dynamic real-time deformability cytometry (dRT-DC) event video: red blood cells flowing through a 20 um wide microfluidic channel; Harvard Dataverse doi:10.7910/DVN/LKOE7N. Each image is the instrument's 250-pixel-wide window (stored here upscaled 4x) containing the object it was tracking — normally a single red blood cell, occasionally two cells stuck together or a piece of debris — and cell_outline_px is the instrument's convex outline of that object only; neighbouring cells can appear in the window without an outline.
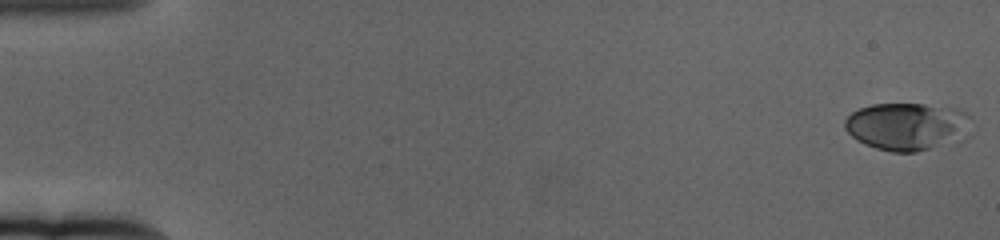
{"species": "human", "species_latin": "Homo sapiens", "temperature_condition": "cold", "stored_images_in_passage": 61, "camera_frame_rate_fps": 3000, "um_per_image_px": 0.085, "donor": {"sex": "female"}, "frame": {"image": 1, "passage_image": 1, "time_ms": 0.0, "image_size_px": [1000, 240], "cell_outline_px": [[972, 136], [964, 140], [916, 152], [892, 152], [876, 148], [864, 144], [856, 140], [844, 128], [844, 120], [852, 112], [860, 108], [872, 104], [924, 104], [956, 108], [964, 112], [968, 116], [972, 132]], "centroid_in_image_um": [77.16, 10.76], "position_along_channel_um": 7.8, "area_um2": 35.72}}
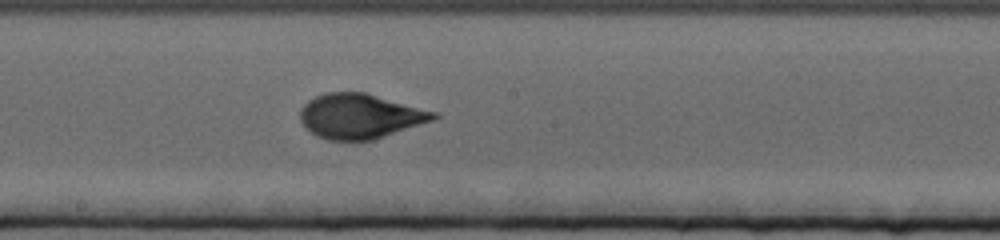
{"frame": {"image": 2, "passage_image": 34, "time_ms": 11.0, "image_size_px": [1000, 240], "cell_outline_px": [[440, 116], [432, 120], [372, 140], [328, 140], [316, 136], [300, 120], [300, 108], [308, 100], [324, 92], [364, 92], [440, 112]], "centroid_in_image_um": [30.61, 9.86], "position_along_channel_um": 217.6, "area_um2": 34.74}}
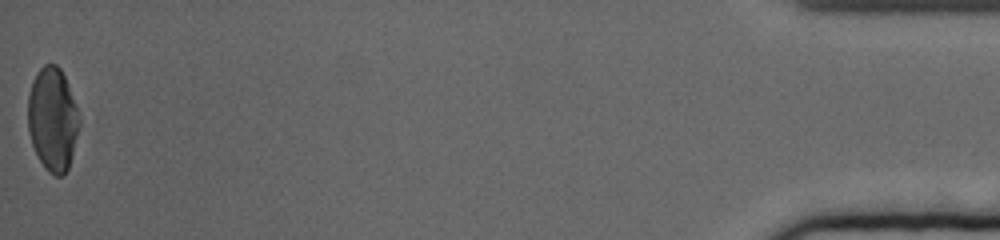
{"frame": {"image": 3, "passage_image": 61, "time_ms": 20.0, "image_size_px": [1000, 240], "cell_outline_px": [[80, 124], [68, 168], [60, 176], [56, 176], [48, 172], [44, 168], [32, 144], [28, 132], [28, 96], [32, 80], [40, 68], [44, 64], [56, 64], [60, 68], [64, 76], [76, 108], [80, 120]], "centroid_in_image_um": [4.45, 10.13], "position_along_channel_um": 430.8, "area_um2": 30.63}, "authors_computed_cell_mechanics": {"area_um2": 33.235, "velocity_mm_per_s": 3.3553, "shape_relaxation_time_tau1_ms": 4.1113, "shape_relaxation_time_tau2_ms": null, "deformation_change_tau1": 0.1771, "deformation_change_tau2": null}}